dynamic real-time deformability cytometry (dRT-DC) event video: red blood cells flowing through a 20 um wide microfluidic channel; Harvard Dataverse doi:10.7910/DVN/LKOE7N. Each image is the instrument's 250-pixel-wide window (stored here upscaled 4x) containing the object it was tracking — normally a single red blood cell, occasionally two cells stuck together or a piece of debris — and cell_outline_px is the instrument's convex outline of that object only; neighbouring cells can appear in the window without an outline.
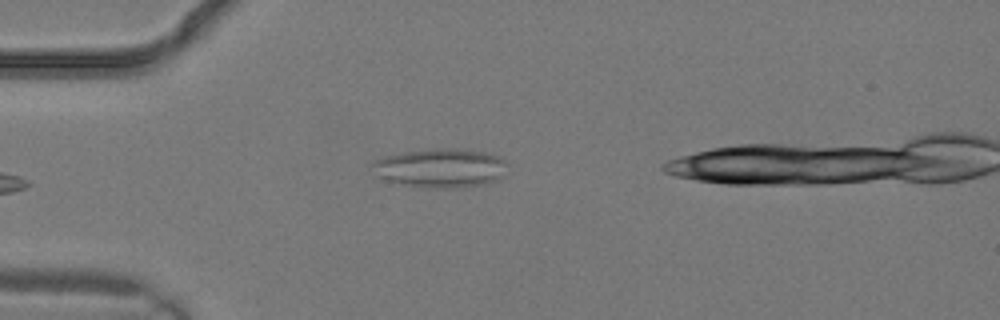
{"species": "common noctule bat (a hibernating species)", "species_latin": "Nyctalus noctula", "temperature_condition": "warm", "stored_images_in_passage": 3, "camera_frame_rate_fps": 3000, "um_per_image_px": 0.085, "animal": {"sex": "male", "body_mass_g": 19.2, "forearm_length_mm": 51.8}, "frame": {"image": 1, "passage_image": 2, "time_ms": 0.333, "image_size_px": [1000, 320], "cell_outline_px": [[508, 164], [504, 176], [500, 180], [484, 184], [456, 188], [420, 188], [388, 180], [376, 176], [372, 164], [376, 160], [384, 156], [400, 152], [436, 148], [464, 148], [488, 152], [500, 156]], "centroid_in_image_um": [37.52, 14.27], "position_along_channel_um": 47.5, "area_um2": 31.33}}